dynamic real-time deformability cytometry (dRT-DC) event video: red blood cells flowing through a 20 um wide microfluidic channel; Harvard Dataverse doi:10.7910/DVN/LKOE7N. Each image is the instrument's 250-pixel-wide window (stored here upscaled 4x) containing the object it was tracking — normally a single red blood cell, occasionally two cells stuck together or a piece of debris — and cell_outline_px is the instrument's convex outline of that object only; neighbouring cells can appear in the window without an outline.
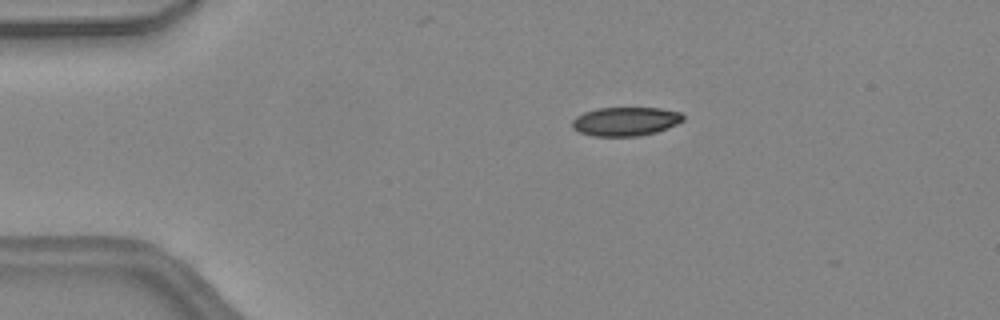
{"species": "common noctule bat (a hibernating species)", "species_latin": "Nyctalus noctula", "temperature_condition": "warm", "stored_images_in_passage": 4, "camera_frame_rate_fps": 3000, "um_per_image_px": 0.085, "animal": {"sex": "female", "body_mass_g": 24.6, "forearm_length_mm": 56.2}, "frame": {"image": 1, "passage_image": 1, "time_ms": 0.0, "image_size_px": [1000, 320], "cell_outline_px": [[684, 120], [668, 128], [656, 132], [636, 136], [592, 136], [580, 132], [572, 128], [572, 120], [576, 116], [584, 112], [596, 108], [660, 108], [680, 112], [684, 116]], "centroid_in_image_um": [53.16, 10.32], "position_along_channel_um": 31.8, "area_um2": 18.67}}